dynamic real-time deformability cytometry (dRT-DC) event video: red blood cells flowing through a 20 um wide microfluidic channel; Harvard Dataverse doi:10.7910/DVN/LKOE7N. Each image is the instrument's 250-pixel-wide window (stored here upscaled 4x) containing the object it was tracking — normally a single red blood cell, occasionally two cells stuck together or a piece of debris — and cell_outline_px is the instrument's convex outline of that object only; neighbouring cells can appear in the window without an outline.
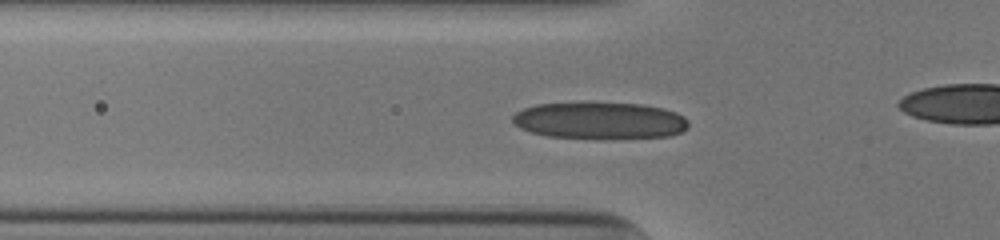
{"species": "human", "species_latin": "Homo sapiens", "temperature_condition": "cold", "stored_images_in_passage": 38, "camera_frame_rate_fps": 3000, "um_per_image_px": 0.085, "donor": {"sex": "male"}, "frame": {"image": 1, "passage_image": 13, "time_ms": 4.0, "image_size_px": [1000, 240], "cell_outline_px": [[688, 128], [672, 136], [604, 140], [596, 140], [548, 136], [532, 132], [520, 128], [512, 120], [512, 116], [516, 112], [524, 108], [536, 104], [640, 104], [664, 108], [676, 112], [684, 116], [688, 120]], "centroid_in_image_um": [51.03, 10.29], "position_along_channel_um": 74.8, "area_um2": 38.03}}
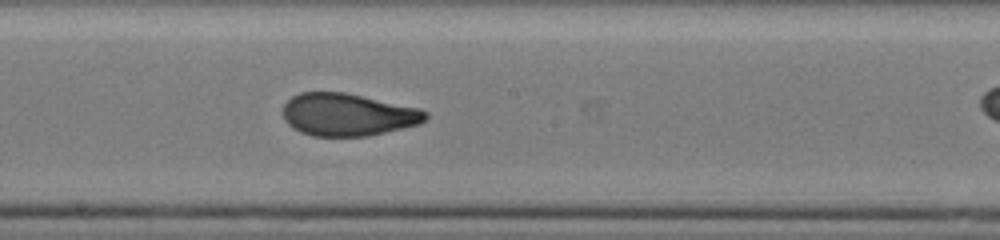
{"frame": {"image": 2, "passage_image": 24, "time_ms": 7.667, "image_size_px": [1000, 240], "cell_outline_px": [[428, 116], [420, 124], [368, 136], [312, 136], [300, 132], [292, 128], [284, 120], [284, 104], [292, 96], [300, 92], [344, 92], [420, 108], [428, 112]], "centroid_in_image_um": [29.56, 9.74], "position_along_channel_um": 218.6, "area_um2": 35.37}}
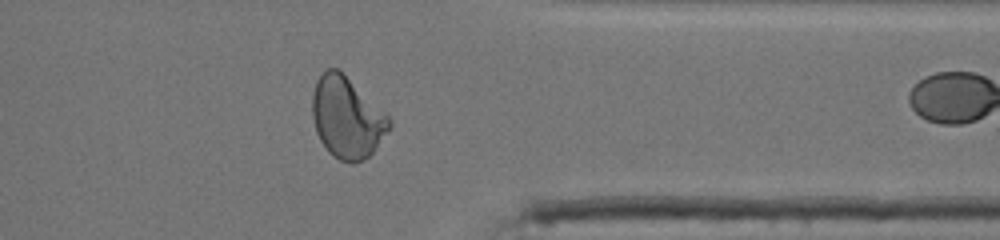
{"frame": {"image": 3, "passage_image": 37, "time_ms": 12.0, "image_size_px": [1000, 240], "cell_outline_px": [[392, 128], [372, 152], [368, 156], [356, 164], [352, 164], [340, 160], [332, 156], [328, 152], [320, 140], [316, 132], [312, 116], [312, 96], [316, 80], [328, 68], [336, 68], [384, 112], [392, 120]], "centroid_in_image_um": [29.48, 10.05], "position_along_channel_um": 381.9, "area_um2": 36.07}}